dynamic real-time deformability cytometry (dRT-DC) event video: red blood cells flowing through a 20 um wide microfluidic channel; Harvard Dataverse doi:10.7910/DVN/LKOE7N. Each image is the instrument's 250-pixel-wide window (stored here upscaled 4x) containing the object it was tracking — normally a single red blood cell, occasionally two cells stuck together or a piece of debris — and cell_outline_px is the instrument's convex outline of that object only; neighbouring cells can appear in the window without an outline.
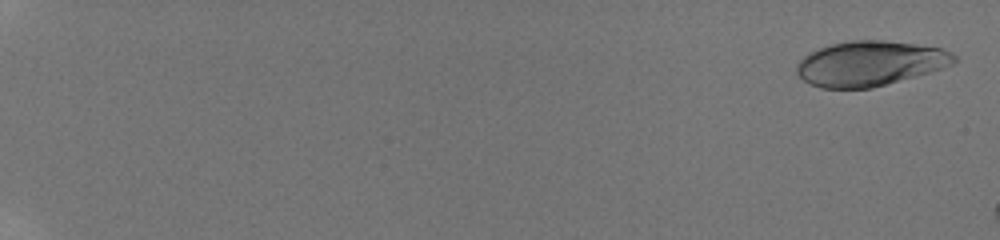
{"species": "human", "species_latin": "Homo sapiens", "temperature_condition": "room temperature", "stored_images_in_passage": 19, "camera_frame_rate_fps": 3000, "um_per_image_px": 0.085, "donor": {"sex": "male"}, "frame": {"image": 1, "passage_image": 2, "time_ms": 0.333, "image_size_px": [1000, 240], "cell_outline_px": [[956, 64], [872, 88], [820, 88], [804, 80], [796, 72], [796, 64], [804, 56], [820, 48], [832, 44], [852, 40], [884, 40], [940, 48], [952, 52], [956, 56]], "centroid_in_image_um": [73.95, 5.39], "position_along_channel_um": 11.1, "area_um2": 40.81}}